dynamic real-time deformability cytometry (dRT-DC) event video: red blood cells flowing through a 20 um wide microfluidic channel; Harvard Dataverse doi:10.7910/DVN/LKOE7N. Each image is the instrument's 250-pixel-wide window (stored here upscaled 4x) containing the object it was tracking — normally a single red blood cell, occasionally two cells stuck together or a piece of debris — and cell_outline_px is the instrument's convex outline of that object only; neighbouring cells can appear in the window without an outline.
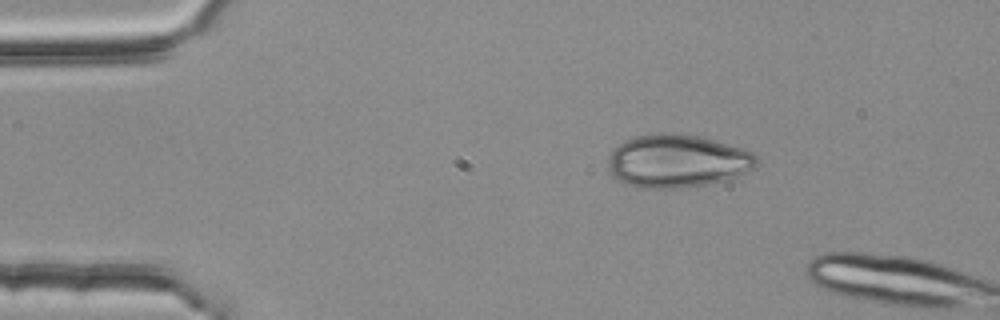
{"species": "common noctule bat (a hibernating species)", "species_latin": "Nyctalus noctula", "temperature_condition": "room temperature", "stored_images_in_passage": 2, "camera_frame_rate_fps": 3000, "um_per_image_px": 0.085, "animal": {"sex": "female", "body_mass_g": 25.1}, "frame": {"image": 1, "passage_image": 1, "time_ms": 0.0, "image_size_px": [1000, 320], "cell_outline_px": [[760, 160], [752, 168], [736, 176], [724, 180], [704, 184], [672, 188], [640, 188], [628, 184], [612, 176], [608, 168], [608, 160], [612, 152], [624, 140], [636, 136], [700, 136], [740, 148], [752, 152]], "centroid_in_image_um": [57.56, 13.72], "position_along_channel_um": 27.4, "area_um2": 44.39}}